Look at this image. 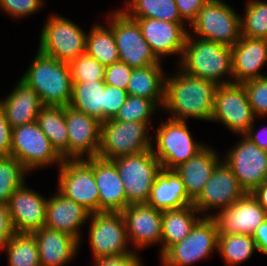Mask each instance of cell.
<instances>
[{
	"mask_svg": "<svg viewBox=\"0 0 267 266\" xmlns=\"http://www.w3.org/2000/svg\"><path fill=\"white\" fill-rule=\"evenodd\" d=\"M174 76V77H173ZM172 77H165L162 108L173 112V120L186 121L197 118L211 121L217 84L211 80L190 76L180 70Z\"/></svg>",
	"mask_w": 267,
	"mask_h": 266,
	"instance_id": "cell-1",
	"label": "cell"
},
{
	"mask_svg": "<svg viewBox=\"0 0 267 266\" xmlns=\"http://www.w3.org/2000/svg\"><path fill=\"white\" fill-rule=\"evenodd\" d=\"M20 79L37 92L43 105L66 107L70 104L73 82L67 62L38 51L30 68Z\"/></svg>",
	"mask_w": 267,
	"mask_h": 266,
	"instance_id": "cell-2",
	"label": "cell"
},
{
	"mask_svg": "<svg viewBox=\"0 0 267 266\" xmlns=\"http://www.w3.org/2000/svg\"><path fill=\"white\" fill-rule=\"evenodd\" d=\"M179 63L180 69L190 76L211 80L217 85L233 83L221 79L226 73L233 75L232 51L226 45L204 39L194 40L188 33Z\"/></svg>",
	"mask_w": 267,
	"mask_h": 266,
	"instance_id": "cell-3",
	"label": "cell"
},
{
	"mask_svg": "<svg viewBox=\"0 0 267 266\" xmlns=\"http://www.w3.org/2000/svg\"><path fill=\"white\" fill-rule=\"evenodd\" d=\"M149 123L122 122L108 119L100 125L98 157L115 160L119 157L143 153L153 146L146 131Z\"/></svg>",
	"mask_w": 267,
	"mask_h": 266,
	"instance_id": "cell-4",
	"label": "cell"
},
{
	"mask_svg": "<svg viewBox=\"0 0 267 266\" xmlns=\"http://www.w3.org/2000/svg\"><path fill=\"white\" fill-rule=\"evenodd\" d=\"M201 39L232 47L241 36V17L221 0H207L190 23Z\"/></svg>",
	"mask_w": 267,
	"mask_h": 266,
	"instance_id": "cell-5",
	"label": "cell"
},
{
	"mask_svg": "<svg viewBox=\"0 0 267 266\" xmlns=\"http://www.w3.org/2000/svg\"><path fill=\"white\" fill-rule=\"evenodd\" d=\"M112 162L116 165L124 184L127 206L147 203L155 177L161 170V164L152 149L136 155L119 157Z\"/></svg>",
	"mask_w": 267,
	"mask_h": 266,
	"instance_id": "cell-6",
	"label": "cell"
},
{
	"mask_svg": "<svg viewBox=\"0 0 267 266\" xmlns=\"http://www.w3.org/2000/svg\"><path fill=\"white\" fill-rule=\"evenodd\" d=\"M58 192L84 207L99 212V190L93 172V158L63 160L59 166Z\"/></svg>",
	"mask_w": 267,
	"mask_h": 266,
	"instance_id": "cell-7",
	"label": "cell"
},
{
	"mask_svg": "<svg viewBox=\"0 0 267 266\" xmlns=\"http://www.w3.org/2000/svg\"><path fill=\"white\" fill-rule=\"evenodd\" d=\"M39 43L40 53L69 63L85 53L86 33L72 21L54 15L43 27Z\"/></svg>",
	"mask_w": 267,
	"mask_h": 266,
	"instance_id": "cell-8",
	"label": "cell"
},
{
	"mask_svg": "<svg viewBox=\"0 0 267 266\" xmlns=\"http://www.w3.org/2000/svg\"><path fill=\"white\" fill-rule=\"evenodd\" d=\"M110 27L113 29L119 61L131 68H143L149 65H161L136 20L129 18L123 10L111 16Z\"/></svg>",
	"mask_w": 267,
	"mask_h": 266,
	"instance_id": "cell-9",
	"label": "cell"
},
{
	"mask_svg": "<svg viewBox=\"0 0 267 266\" xmlns=\"http://www.w3.org/2000/svg\"><path fill=\"white\" fill-rule=\"evenodd\" d=\"M10 155L28 171L54 162L61 165L63 162L36 121L12 129Z\"/></svg>",
	"mask_w": 267,
	"mask_h": 266,
	"instance_id": "cell-10",
	"label": "cell"
},
{
	"mask_svg": "<svg viewBox=\"0 0 267 266\" xmlns=\"http://www.w3.org/2000/svg\"><path fill=\"white\" fill-rule=\"evenodd\" d=\"M218 246V229L211 216H202L191 232L162 256L164 266H188L212 253Z\"/></svg>",
	"mask_w": 267,
	"mask_h": 266,
	"instance_id": "cell-11",
	"label": "cell"
},
{
	"mask_svg": "<svg viewBox=\"0 0 267 266\" xmlns=\"http://www.w3.org/2000/svg\"><path fill=\"white\" fill-rule=\"evenodd\" d=\"M186 121L169 119L159 126L153 154L161 164V168L175 169L187 162L205 146L193 140Z\"/></svg>",
	"mask_w": 267,
	"mask_h": 266,
	"instance_id": "cell-12",
	"label": "cell"
},
{
	"mask_svg": "<svg viewBox=\"0 0 267 266\" xmlns=\"http://www.w3.org/2000/svg\"><path fill=\"white\" fill-rule=\"evenodd\" d=\"M255 118L243 84L217 86L211 121H220L230 130L243 136L254 124Z\"/></svg>",
	"mask_w": 267,
	"mask_h": 266,
	"instance_id": "cell-13",
	"label": "cell"
},
{
	"mask_svg": "<svg viewBox=\"0 0 267 266\" xmlns=\"http://www.w3.org/2000/svg\"><path fill=\"white\" fill-rule=\"evenodd\" d=\"M90 217L89 239L95 259L133 253L126 249L129 241L120 212H96L90 214Z\"/></svg>",
	"mask_w": 267,
	"mask_h": 266,
	"instance_id": "cell-14",
	"label": "cell"
},
{
	"mask_svg": "<svg viewBox=\"0 0 267 266\" xmlns=\"http://www.w3.org/2000/svg\"><path fill=\"white\" fill-rule=\"evenodd\" d=\"M226 157L224 162L246 193H251L267 179V151L260 149L247 137L244 136Z\"/></svg>",
	"mask_w": 267,
	"mask_h": 266,
	"instance_id": "cell-15",
	"label": "cell"
},
{
	"mask_svg": "<svg viewBox=\"0 0 267 266\" xmlns=\"http://www.w3.org/2000/svg\"><path fill=\"white\" fill-rule=\"evenodd\" d=\"M65 120L69 136L68 160L84 159L85 154L86 159L98 157L101 122L70 105L65 107Z\"/></svg>",
	"mask_w": 267,
	"mask_h": 266,
	"instance_id": "cell-16",
	"label": "cell"
},
{
	"mask_svg": "<svg viewBox=\"0 0 267 266\" xmlns=\"http://www.w3.org/2000/svg\"><path fill=\"white\" fill-rule=\"evenodd\" d=\"M245 193L230 167L220 160L192 205L200 213L201 211L206 213L208 209L217 207L223 210L239 200Z\"/></svg>",
	"mask_w": 267,
	"mask_h": 266,
	"instance_id": "cell-17",
	"label": "cell"
},
{
	"mask_svg": "<svg viewBox=\"0 0 267 266\" xmlns=\"http://www.w3.org/2000/svg\"><path fill=\"white\" fill-rule=\"evenodd\" d=\"M216 222L218 234H243L253 232L267 219V213L251 193L211 216Z\"/></svg>",
	"mask_w": 267,
	"mask_h": 266,
	"instance_id": "cell-18",
	"label": "cell"
},
{
	"mask_svg": "<svg viewBox=\"0 0 267 266\" xmlns=\"http://www.w3.org/2000/svg\"><path fill=\"white\" fill-rule=\"evenodd\" d=\"M15 233H33L45 226L47 200L23 184L7 203Z\"/></svg>",
	"mask_w": 267,
	"mask_h": 266,
	"instance_id": "cell-19",
	"label": "cell"
},
{
	"mask_svg": "<svg viewBox=\"0 0 267 266\" xmlns=\"http://www.w3.org/2000/svg\"><path fill=\"white\" fill-rule=\"evenodd\" d=\"M127 238L141 249L162 240V211L147 203L129 204L122 212Z\"/></svg>",
	"mask_w": 267,
	"mask_h": 266,
	"instance_id": "cell-20",
	"label": "cell"
},
{
	"mask_svg": "<svg viewBox=\"0 0 267 266\" xmlns=\"http://www.w3.org/2000/svg\"><path fill=\"white\" fill-rule=\"evenodd\" d=\"M139 24L143 38L155 55L162 56L181 53L185 46L188 31L183 23H173L153 18H131Z\"/></svg>",
	"mask_w": 267,
	"mask_h": 266,
	"instance_id": "cell-21",
	"label": "cell"
},
{
	"mask_svg": "<svg viewBox=\"0 0 267 266\" xmlns=\"http://www.w3.org/2000/svg\"><path fill=\"white\" fill-rule=\"evenodd\" d=\"M231 51L233 83L265 77L258 70L267 62V39L242 36Z\"/></svg>",
	"mask_w": 267,
	"mask_h": 266,
	"instance_id": "cell-22",
	"label": "cell"
},
{
	"mask_svg": "<svg viewBox=\"0 0 267 266\" xmlns=\"http://www.w3.org/2000/svg\"><path fill=\"white\" fill-rule=\"evenodd\" d=\"M93 172L99 190V212L121 213L127 207V197L116 165L93 157Z\"/></svg>",
	"mask_w": 267,
	"mask_h": 266,
	"instance_id": "cell-23",
	"label": "cell"
},
{
	"mask_svg": "<svg viewBox=\"0 0 267 266\" xmlns=\"http://www.w3.org/2000/svg\"><path fill=\"white\" fill-rule=\"evenodd\" d=\"M90 214L59 192L47 199L45 227L69 234L80 242L79 228L90 218Z\"/></svg>",
	"mask_w": 267,
	"mask_h": 266,
	"instance_id": "cell-24",
	"label": "cell"
},
{
	"mask_svg": "<svg viewBox=\"0 0 267 266\" xmlns=\"http://www.w3.org/2000/svg\"><path fill=\"white\" fill-rule=\"evenodd\" d=\"M147 204L159 211H167L192 205L193 201L188 197L185 185L175 169L161 168L155 177Z\"/></svg>",
	"mask_w": 267,
	"mask_h": 266,
	"instance_id": "cell-25",
	"label": "cell"
},
{
	"mask_svg": "<svg viewBox=\"0 0 267 266\" xmlns=\"http://www.w3.org/2000/svg\"><path fill=\"white\" fill-rule=\"evenodd\" d=\"M32 234L38 245L40 266H63L72 259L79 247L76 238L45 226Z\"/></svg>",
	"mask_w": 267,
	"mask_h": 266,
	"instance_id": "cell-26",
	"label": "cell"
},
{
	"mask_svg": "<svg viewBox=\"0 0 267 266\" xmlns=\"http://www.w3.org/2000/svg\"><path fill=\"white\" fill-rule=\"evenodd\" d=\"M6 120L14 127L36 121L39 110L44 106L37 92L22 79L4 101H0Z\"/></svg>",
	"mask_w": 267,
	"mask_h": 266,
	"instance_id": "cell-27",
	"label": "cell"
},
{
	"mask_svg": "<svg viewBox=\"0 0 267 266\" xmlns=\"http://www.w3.org/2000/svg\"><path fill=\"white\" fill-rule=\"evenodd\" d=\"M219 160L216 151L205 146L187 162L175 168L185 185L188 197L192 201L202 192L215 166L220 162Z\"/></svg>",
	"mask_w": 267,
	"mask_h": 266,
	"instance_id": "cell-28",
	"label": "cell"
},
{
	"mask_svg": "<svg viewBox=\"0 0 267 266\" xmlns=\"http://www.w3.org/2000/svg\"><path fill=\"white\" fill-rule=\"evenodd\" d=\"M199 211L188 205L180 209L162 211V248L161 256L174 244L182 241L201 219L196 216Z\"/></svg>",
	"mask_w": 267,
	"mask_h": 266,
	"instance_id": "cell-29",
	"label": "cell"
},
{
	"mask_svg": "<svg viewBox=\"0 0 267 266\" xmlns=\"http://www.w3.org/2000/svg\"><path fill=\"white\" fill-rule=\"evenodd\" d=\"M164 76L161 65L133 68L126 88L127 95L150 99L162 108L165 91Z\"/></svg>",
	"mask_w": 267,
	"mask_h": 266,
	"instance_id": "cell-30",
	"label": "cell"
},
{
	"mask_svg": "<svg viewBox=\"0 0 267 266\" xmlns=\"http://www.w3.org/2000/svg\"><path fill=\"white\" fill-rule=\"evenodd\" d=\"M36 122L56 152L63 160H68L69 136L65 120V107L44 105L39 110Z\"/></svg>",
	"mask_w": 267,
	"mask_h": 266,
	"instance_id": "cell-31",
	"label": "cell"
},
{
	"mask_svg": "<svg viewBox=\"0 0 267 266\" xmlns=\"http://www.w3.org/2000/svg\"><path fill=\"white\" fill-rule=\"evenodd\" d=\"M105 83L104 81H85L73 83L70 106L96 117L100 122L105 120Z\"/></svg>",
	"mask_w": 267,
	"mask_h": 266,
	"instance_id": "cell-32",
	"label": "cell"
},
{
	"mask_svg": "<svg viewBox=\"0 0 267 266\" xmlns=\"http://www.w3.org/2000/svg\"><path fill=\"white\" fill-rule=\"evenodd\" d=\"M85 53L96 59L103 66L119 61V52L116 46L113 29L109 26L94 25L86 35Z\"/></svg>",
	"mask_w": 267,
	"mask_h": 266,
	"instance_id": "cell-33",
	"label": "cell"
},
{
	"mask_svg": "<svg viewBox=\"0 0 267 266\" xmlns=\"http://www.w3.org/2000/svg\"><path fill=\"white\" fill-rule=\"evenodd\" d=\"M129 18H153L173 23H184L175 0H130L126 2Z\"/></svg>",
	"mask_w": 267,
	"mask_h": 266,
	"instance_id": "cell-34",
	"label": "cell"
},
{
	"mask_svg": "<svg viewBox=\"0 0 267 266\" xmlns=\"http://www.w3.org/2000/svg\"><path fill=\"white\" fill-rule=\"evenodd\" d=\"M5 248L9 266H40L38 245L32 233H14Z\"/></svg>",
	"mask_w": 267,
	"mask_h": 266,
	"instance_id": "cell-35",
	"label": "cell"
},
{
	"mask_svg": "<svg viewBox=\"0 0 267 266\" xmlns=\"http://www.w3.org/2000/svg\"><path fill=\"white\" fill-rule=\"evenodd\" d=\"M217 249L227 264L235 265L250 258L257 247L250 235L218 234Z\"/></svg>",
	"mask_w": 267,
	"mask_h": 266,
	"instance_id": "cell-36",
	"label": "cell"
},
{
	"mask_svg": "<svg viewBox=\"0 0 267 266\" xmlns=\"http://www.w3.org/2000/svg\"><path fill=\"white\" fill-rule=\"evenodd\" d=\"M27 171L13 156L0 157V203L9 202L10 196L25 183Z\"/></svg>",
	"mask_w": 267,
	"mask_h": 266,
	"instance_id": "cell-37",
	"label": "cell"
},
{
	"mask_svg": "<svg viewBox=\"0 0 267 266\" xmlns=\"http://www.w3.org/2000/svg\"><path fill=\"white\" fill-rule=\"evenodd\" d=\"M245 17H241V36L267 39V2L247 3Z\"/></svg>",
	"mask_w": 267,
	"mask_h": 266,
	"instance_id": "cell-38",
	"label": "cell"
},
{
	"mask_svg": "<svg viewBox=\"0 0 267 266\" xmlns=\"http://www.w3.org/2000/svg\"><path fill=\"white\" fill-rule=\"evenodd\" d=\"M156 106L150 99L127 95L125 103L113 119L122 122L137 121L151 123L150 117L153 111H156Z\"/></svg>",
	"mask_w": 267,
	"mask_h": 266,
	"instance_id": "cell-39",
	"label": "cell"
},
{
	"mask_svg": "<svg viewBox=\"0 0 267 266\" xmlns=\"http://www.w3.org/2000/svg\"><path fill=\"white\" fill-rule=\"evenodd\" d=\"M73 83L104 81L105 66L86 53L69 63Z\"/></svg>",
	"mask_w": 267,
	"mask_h": 266,
	"instance_id": "cell-40",
	"label": "cell"
},
{
	"mask_svg": "<svg viewBox=\"0 0 267 266\" xmlns=\"http://www.w3.org/2000/svg\"><path fill=\"white\" fill-rule=\"evenodd\" d=\"M256 117L267 115V76L242 83Z\"/></svg>",
	"mask_w": 267,
	"mask_h": 266,
	"instance_id": "cell-41",
	"label": "cell"
},
{
	"mask_svg": "<svg viewBox=\"0 0 267 266\" xmlns=\"http://www.w3.org/2000/svg\"><path fill=\"white\" fill-rule=\"evenodd\" d=\"M133 68L126 63L116 62L105 66L104 83L122 90H126Z\"/></svg>",
	"mask_w": 267,
	"mask_h": 266,
	"instance_id": "cell-42",
	"label": "cell"
},
{
	"mask_svg": "<svg viewBox=\"0 0 267 266\" xmlns=\"http://www.w3.org/2000/svg\"><path fill=\"white\" fill-rule=\"evenodd\" d=\"M42 4L43 0H0L1 10L17 18L36 12Z\"/></svg>",
	"mask_w": 267,
	"mask_h": 266,
	"instance_id": "cell-43",
	"label": "cell"
},
{
	"mask_svg": "<svg viewBox=\"0 0 267 266\" xmlns=\"http://www.w3.org/2000/svg\"><path fill=\"white\" fill-rule=\"evenodd\" d=\"M127 98V91L105 85V120L113 119Z\"/></svg>",
	"mask_w": 267,
	"mask_h": 266,
	"instance_id": "cell-44",
	"label": "cell"
},
{
	"mask_svg": "<svg viewBox=\"0 0 267 266\" xmlns=\"http://www.w3.org/2000/svg\"><path fill=\"white\" fill-rule=\"evenodd\" d=\"M95 266H142L135 252L122 255L104 256L95 259Z\"/></svg>",
	"mask_w": 267,
	"mask_h": 266,
	"instance_id": "cell-45",
	"label": "cell"
},
{
	"mask_svg": "<svg viewBox=\"0 0 267 266\" xmlns=\"http://www.w3.org/2000/svg\"><path fill=\"white\" fill-rule=\"evenodd\" d=\"M14 233L8 205L0 203V249H5L6 244Z\"/></svg>",
	"mask_w": 267,
	"mask_h": 266,
	"instance_id": "cell-46",
	"label": "cell"
},
{
	"mask_svg": "<svg viewBox=\"0 0 267 266\" xmlns=\"http://www.w3.org/2000/svg\"><path fill=\"white\" fill-rule=\"evenodd\" d=\"M12 142V128L6 120L2 107L0 106V157L10 156Z\"/></svg>",
	"mask_w": 267,
	"mask_h": 266,
	"instance_id": "cell-47",
	"label": "cell"
},
{
	"mask_svg": "<svg viewBox=\"0 0 267 266\" xmlns=\"http://www.w3.org/2000/svg\"><path fill=\"white\" fill-rule=\"evenodd\" d=\"M206 1L207 0H175V3L181 18L183 20L185 18L191 23Z\"/></svg>",
	"mask_w": 267,
	"mask_h": 266,
	"instance_id": "cell-48",
	"label": "cell"
},
{
	"mask_svg": "<svg viewBox=\"0 0 267 266\" xmlns=\"http://www.w3.org/2000/svg\"><path fill=\"white\" fill-rule=\"evenodd\" d=\"M257 250L267 255V219L253 232Z\"/></svg>",
	"mask_w": 267,
	"mask_h": 266,
	"instance_id": "cell-49",
	"label": "cell"
},
{
	"mask_svg": "<svg viewBox=\"0 0 267 266\" xmlns=\"http://www.w3.org/2000/svg\"><path fill=\"white\" fill-rule=\"evenodd\" d=\"M267 127L263 128L262 130L267 133ZM262 132V131H261ZM261 133H256L253 131V124L249 128V130L243 135L247 137L252 143H254L256 146H258L260 149L266 150L267 151V136H261ZM267 135V134H266Z\"/></svg>",
	"mask_w": 267,
	"mask_h": 266,
	"instance_id": "cell-50",
	"label": "cell"
},
{
	"mask_svg": "<svg viewBox=\"0 0 267 266\" xmlns=\"http://www.w3.org/2000/svg\"><path fill=\"white\" fill-rule=\"evenodd\" d=\"M251 195L257 200V202L264 208L267 213V179L257 186Z\"/></svg>",
	"mask_w": 267,
	"mask_h": 266,
	"instance_id": "cell-51",
	"label": "cell"
}]
</instances>
